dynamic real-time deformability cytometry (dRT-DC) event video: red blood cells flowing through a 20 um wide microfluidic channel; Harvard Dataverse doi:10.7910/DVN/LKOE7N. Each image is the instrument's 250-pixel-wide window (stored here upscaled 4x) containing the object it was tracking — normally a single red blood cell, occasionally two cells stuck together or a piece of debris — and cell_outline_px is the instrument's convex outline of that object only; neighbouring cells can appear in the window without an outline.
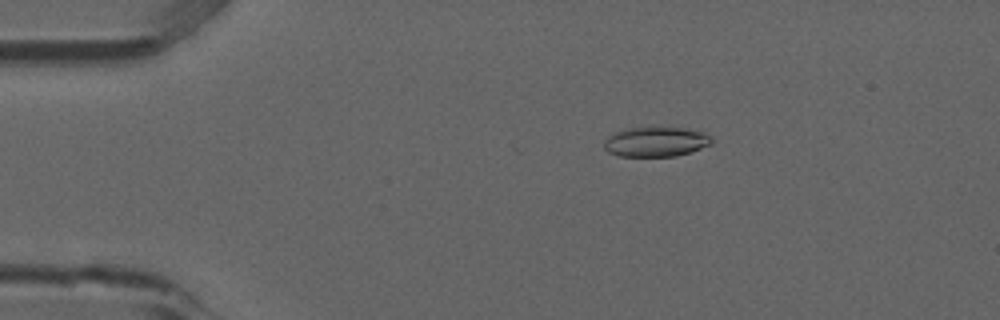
{"species": "common noctule bat (a hibernating species)", "species_latin": "Nyctalus noctula", "temperature_condition": "room temperature", "stored_images_in_passage": 7, "camera_frame_rate_fps": 3000, "um_per_image_px": 0.085, "animal": {"sex": "male", "forearm_length_mm": 52.5}, "frame": {"image": 1, "passage_image": 3, "time_ms": 0.667, "image_size_px": [1000, 320], "cell_outline_px": [[712, 144], [676, 156], [620, 156], [608, 152], [604, 148], [604, 140], [608, 136], [616, 132], [628, 128], [684, 128], [704, 132], [712, 140]], "centroid_in_image_um": [55.72, 12.06], "position_along_channel_um": 29.3, "area_um2": 18.38}}
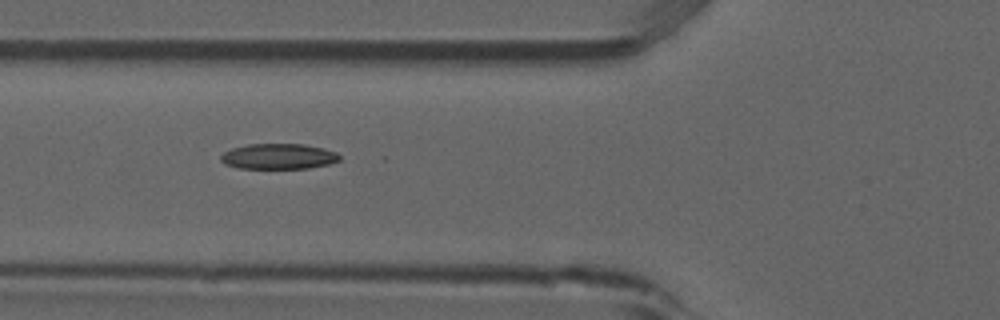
{"frame": {"image": 2, "passage_image": 6, "time_ms": 1.667, "image_size_px": [1000, 320], "cell_outline_px": [[340, 160], [328, 164], [308, 168], [240, 168], [224, 164], [220, 160], [220, 156], [224, 152], [232, 148], [248, 144], [304, 144], [324, 148], [336, 152], [340, 156]], "centroid_in_image_um": [23.67, 13.29], "position_along_channel_um": 102.1, "area_um2": 17.63}}
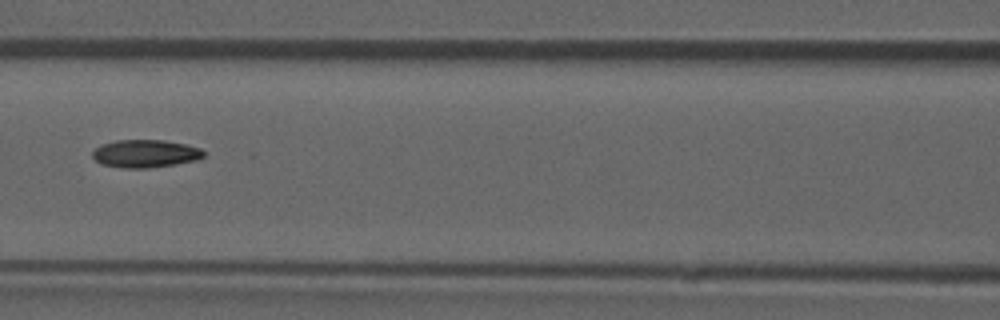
{"frame": {"image": 3, "passage_image": 7, "time_ms": 2.0, "image_size_px": [1000, 320], "cell_outline_px": [[204, 156], [196, 160], [176, 164], [148, 168], [124, 168], [100, 164], [92, 156], [92, 152], [96, 148], [104, 144], [116, 140], [164, 140], [184, 144], [200, 148], [204, 152]], "centroid_in_image_um": [12.35, 13.06], "position_along_channel_um": 154.3, "area_um2": 17.92}}